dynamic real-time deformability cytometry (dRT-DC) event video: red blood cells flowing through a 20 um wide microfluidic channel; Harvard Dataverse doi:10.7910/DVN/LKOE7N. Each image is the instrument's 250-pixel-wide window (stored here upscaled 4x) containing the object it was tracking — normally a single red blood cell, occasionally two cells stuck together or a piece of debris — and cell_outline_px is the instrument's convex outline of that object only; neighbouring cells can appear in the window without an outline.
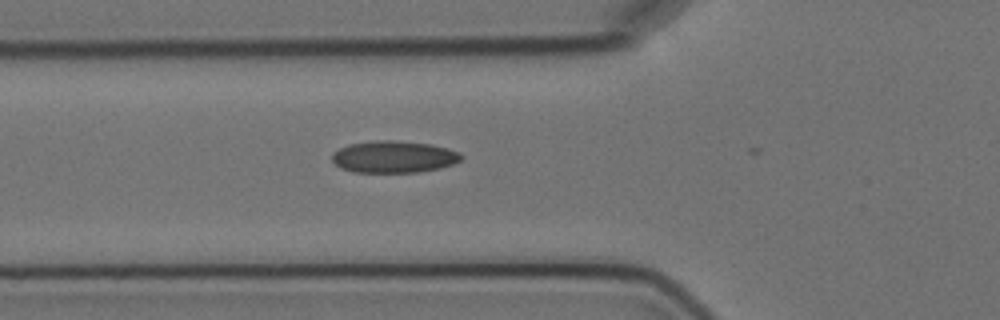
{"species": "Egyptian fruit bat (a non-hibernating species)", "species_latin": "Rousettus aegyptiacus", "temperature_condition": "cold", "stored_images_in_passage": 5, "camera_frame_rate_fps": 3000, "um_per_image_px": 0.085, "animal": {"sex": "female"}, "frame": {"image": 1, "passage_image": 5, "time_ms": 5.667, "image_size_px": [1000, 320], "cell_outline_px": [[464, 156], [460, 160], [452, 164], [440, 168], [420, 172], [352, 172], [340, 168], [332, 160], [332, 152], [348, 144], [376, 140], [392, 140], [432, 144], [448, 148], [460, 152]], "centroid_in_image_um": [33.47, 13.32], "position_along_channel_um": 92.3, "area_um2": 24.22}}